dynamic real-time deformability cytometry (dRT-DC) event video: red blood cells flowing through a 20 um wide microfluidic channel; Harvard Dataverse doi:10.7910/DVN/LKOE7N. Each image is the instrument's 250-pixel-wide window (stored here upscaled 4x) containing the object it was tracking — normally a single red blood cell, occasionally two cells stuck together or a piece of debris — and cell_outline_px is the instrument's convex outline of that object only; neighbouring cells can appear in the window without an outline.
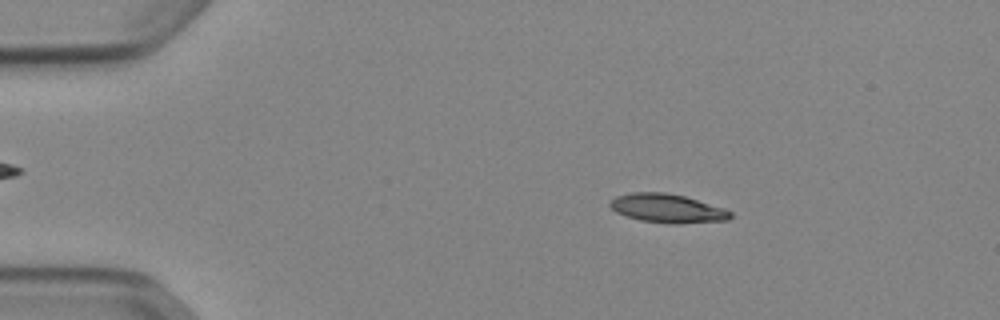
{"species": "Egyptian fruit bat (a non-hibernating species)", "species_latin": "Rousettus aegyptiacus", "temperature_condition": "cold", "stored_images_in_passage": 52, "camera_frame_rate_fps": 3000, "um_per_image_px": 0.085, "animal": {"sex": "female"}, "frame": {"image": 1, "passage_image": 9, "time_ms": 2.667, "image_size_px": [1000, 320], "cell_outline_px": [[732, 216], [728, 220], [676, 224], [668, 224], [640, 220], [616, 212], [608, 204], [616, 196], [632, 192], [664, 192], [684, 196], [724, 208], [732, 212]], "centroid_in_image_um": [56.73, 17.71], "position_along_channel_um": 28.3, "area_um2": 20.11}}
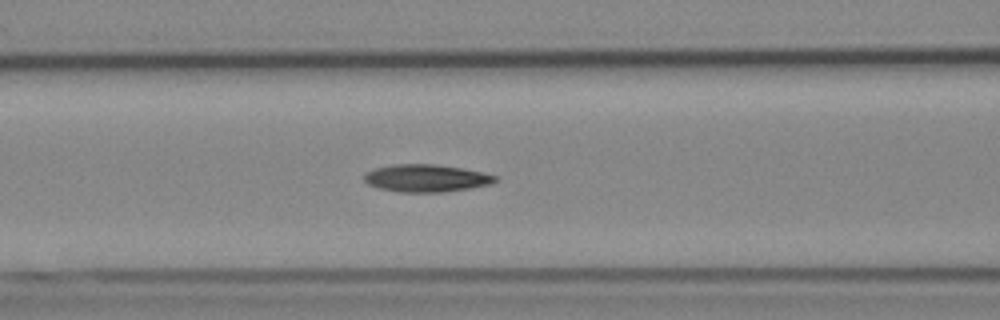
{"frame": {"image": 2, "passage_image": 22, "time_ms": 7.0, "image_size_px": [1000, 320], "cell_outline_px": [[500, 176], [492, 184], [444, 192], [400, 192], [380, 188], [368, 184], [364, 180], [364, 172], [376, 168], [392, 164], [436, 164], [464, 168]], "centroid_in_image_um": [36.24, 15.13], "position_along_channel_um": 130.4, "area_um2": 21.1}}
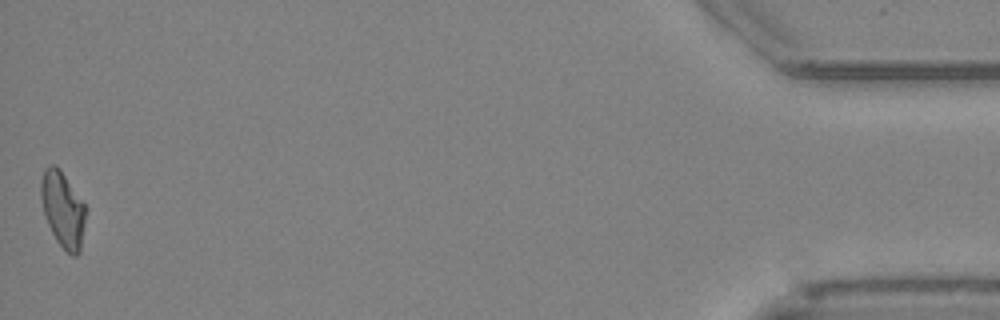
{"frame": {"image": 3, "passage_image": 52, "time_ms": 17.0, "image_size_px": [1000, 320], "cell_outline_px": [[88, 208], [80, 252], [76, 256], [72, 256], [56, 240], [44, 216], [40, 196], [40, 180], [44, 168], [48, 164], [56, 164], [60, 168]], "centroid_in_image_um": [5.35, 17.76], "position_along_channel_um": 429.9, "area_um2": 20.29}, "authors_computed_cell_mechanics": {"area_um2": 20.0855, "velocity_mm_per_s": 3.8946, "shape_relaxation_time_tau1_ms": 4.732, "shape_relaxation_time_tau2_ms": 10.1703, "deformation_change_tau1": 0.1624, "deformation_change_tau2": 0.2086}}